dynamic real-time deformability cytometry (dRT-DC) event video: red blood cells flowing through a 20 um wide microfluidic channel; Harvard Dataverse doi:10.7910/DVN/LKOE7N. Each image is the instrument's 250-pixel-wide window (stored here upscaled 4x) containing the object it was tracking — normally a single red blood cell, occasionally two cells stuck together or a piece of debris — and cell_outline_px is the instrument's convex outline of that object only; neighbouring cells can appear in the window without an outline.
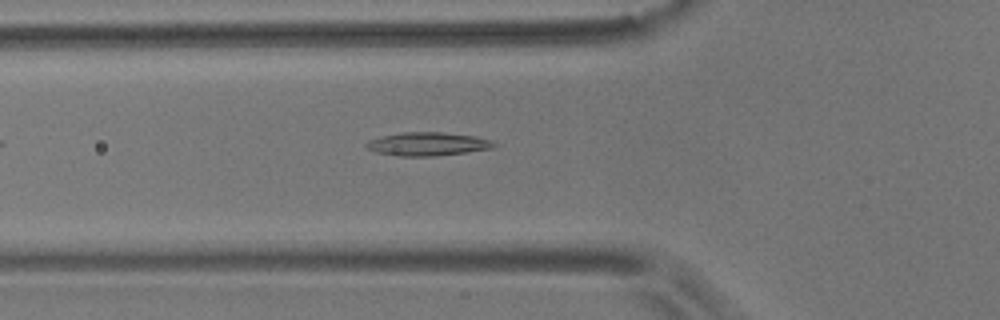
{"species": "common noctule bat (a hibernating species)", "species_latin": "Nyctalus noctula", "temperature_condition": "room temperature", "stored_images_in_passage": 46, "camera_frame_rate_fps": 3000, "um_per_image_px": 0.085, "animal": {"sex": "male", "body_mass_g": 17.9}, "frame": {"image": 1, "passage_image": 9, "time_ms": 2.667, "image_size_px": [1000, 320], "cell_outline_px": [[500, 144], [496, 148], [436, 156], [400, 156], [376, 152], [368, 148], [364, 144], [368, 140], [380, 136], [404, 132], [440, 132], [476, 136], [492, 140]], "centroid_in_image_um": [36.41, 12.24], "position_along_channel_um": 89.4, "area_um2": 17.63}}
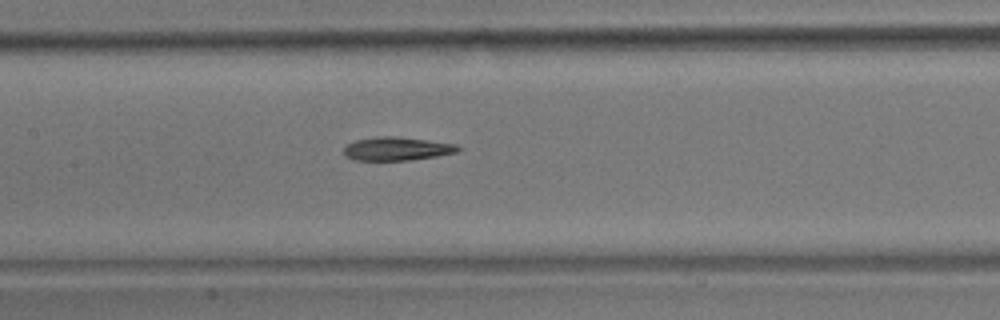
{"frame": {"image": 2, "passage_image": 16, "time_ms": 5.0, "image_size_px": [1000, 320], "cell_outline_px": [[464, 148], [456, 152], [436, 156], [412, 160], [352, 160], [344, 156], [344, 144], [356, 140], [376, 136], [396, 136], [456, 144]], "centroid_in_image_um": [33.7, 12.64], "position_along_channel_um": 173.7, "area_um2": 15.78}}
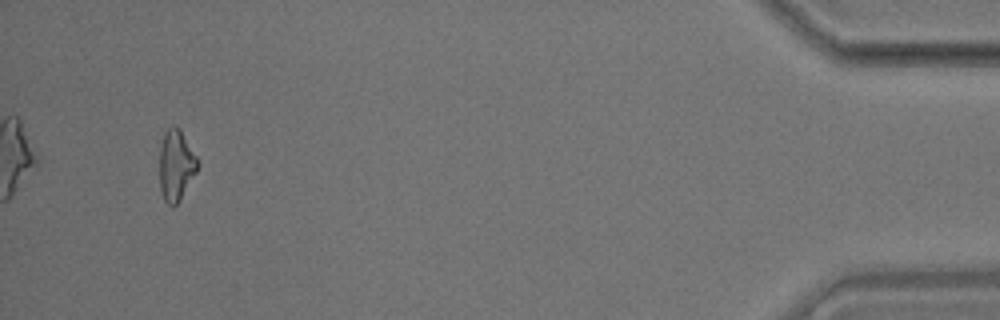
{"frame": {"image": 3, "passage_image": 43, "time_ms": 14.0, "image_size_px": [1000, 320], "cell_outline_px": [[200, 164], [196, 172], [180, 200], [172, 208], [164, 200], [160, 188], [160, 148], [164, 132], [172, 124], [176, 124], [180, 128], [200, 160]], "centroid_in_image_um": [14.99, 14.01], "position_along_channel_um": 420.2, "area_um2": 16.07}, "authors_computed_cell_mechanics": {"area_um2": 16.0106, "velocity_mm_per_s": 3.5717, "shape_relaxation_time_tau1_ms": null, "shape_relaxation_time_tau2_ms": 5.3917, "deformation_change_tau1": null, "deformation_change_tau2": 0.1622}}